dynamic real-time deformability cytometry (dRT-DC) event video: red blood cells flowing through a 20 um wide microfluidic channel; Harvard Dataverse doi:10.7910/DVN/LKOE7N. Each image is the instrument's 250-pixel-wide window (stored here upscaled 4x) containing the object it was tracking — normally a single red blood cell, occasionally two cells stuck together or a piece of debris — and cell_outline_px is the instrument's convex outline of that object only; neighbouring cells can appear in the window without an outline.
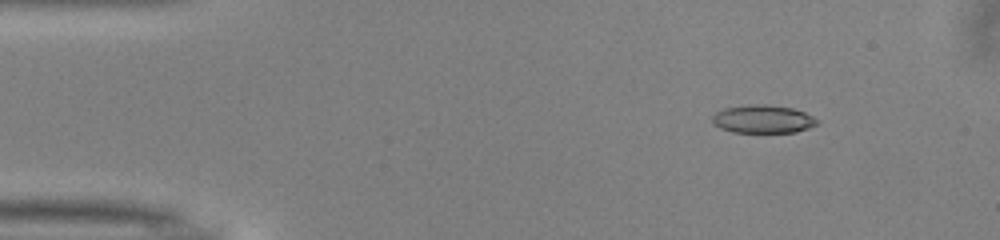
{"species": "common noctule bat (a hibernating species)", "species_latin": "Nyctalus noctula", "temperature_condition": "warm", "stored_images_in_passage": 45, "camera_frame_rate_fps": 3000, "um_per_image_px": 0.085, "animal": {"sex": "male", "body_mass_g": 13.0, "forearm_length_mm": 53.1}, "frame": {"image": 1, "passage_image": 1, "time_ms": 0.0, "image_size_px": [1000, 240], "cell_outline_px": [[820, 124], [796, 132], [732, 132], [720, 128], [712, 120], [712, 116], [716, 112], [724, 108], [748, 104], [768, 104], [792, 108], [804, 112], [820, 120]], "centroid_in_image_um": [64.88, 10.11], "position_along_channel_um": 20.1, "area_um2": 17.28}}
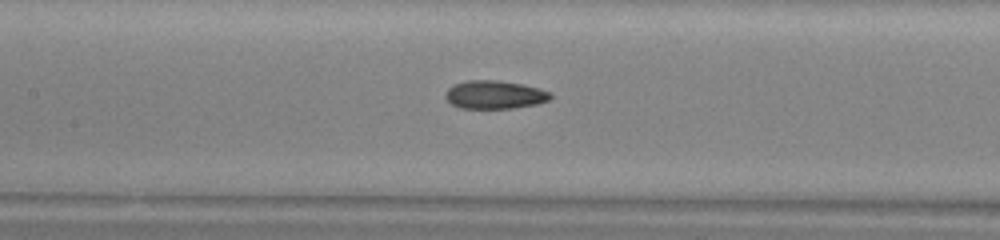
{"frame": {"image": 2, "passage_image": 18, "time_ms": 5.667, "image_size_px": [1000, 240], "cell_outline_px": [[552, 96], [548, 100], [536, 104], [512, 108], [460, 108], [452, 104], [444, 96], [444, 92], [448, 88], [456, 84], [468, 80], [496, 80], [520, 84], [540, 88], [552, 92]], "centroid_in_image_um": [42.04, 8.05], "position_along_channel_um": 165.4, "area_um2": 17.22}}
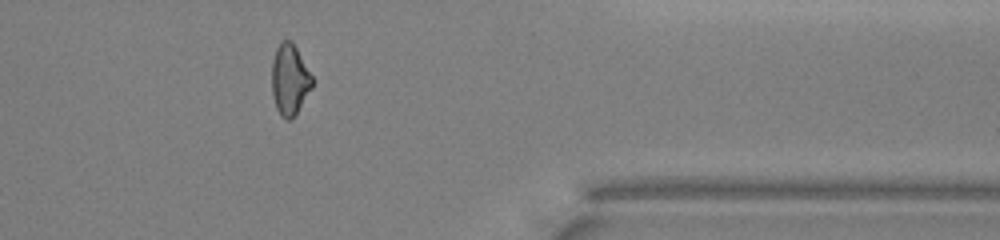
{"frame": {"image": 3, "passage_image": 36, "time_ms": 11.667, "image_size_px": [1000, 240], "cell_outline_px": [[312, 88], [296, 112], [288, 120], [284, 120], [280, 116], [276, 108], [272, 96], [272, 60], [276, 48], [284, 40], [292, 40], [312, 76]], "centroid_in_image_um": [24.6, 6.76], "position_along_channel_um": 386.8, "area_um2": 16.53}, "authors_computed_cell_mechanics": {"area_um2": 17.2822, "velocity_mm_per_s": 4.035, "shape_relaxation_time_tau1_ms": null, "shape_relaxation_time_tau2_ms": 2.9637, "deformation_change_tau1": null, "deformation_change_tau2": 0.104}}